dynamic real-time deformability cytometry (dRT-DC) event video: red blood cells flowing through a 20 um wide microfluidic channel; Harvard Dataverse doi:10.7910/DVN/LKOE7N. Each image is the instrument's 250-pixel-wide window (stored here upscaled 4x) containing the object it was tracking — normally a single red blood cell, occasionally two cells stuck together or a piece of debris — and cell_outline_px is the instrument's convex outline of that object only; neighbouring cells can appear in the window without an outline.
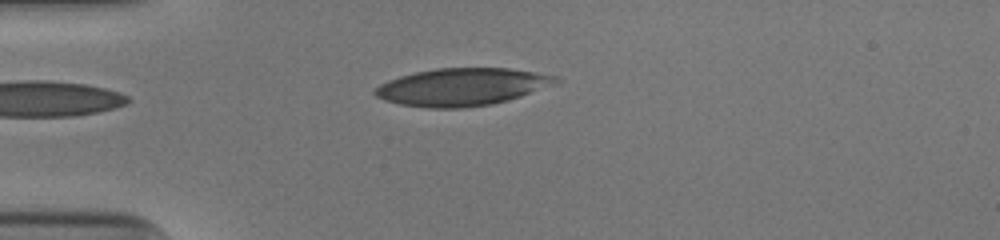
{"species": "human", "species_latin": "Homo sapiens", "temperature_condition": "cold", "stored_images_in_passage": 33, "camera_frame_rate_fps": 3000, "um_per_image_px": 0.085, "donor": {"sex": "male"}, "frame": {"image": 1, "passage_image": 1, "time_ms": 0.0, "image_size_px": [1000, 240], "cell_outline_px": [[560, 80], [520, 96], [508, 100], [492, 104], [464, 108], [428, 108], [400, 104], [384, 100], [376, 96], [372, 92], [380, 84], [388, 80], [400, 76], [416, 72], [436, 68], [508, 68], [556, 76]], "centroid_in_image_um": [39.18, 7.39], "position_along_channel_um": 45.8, "area_um2": 39.02}}
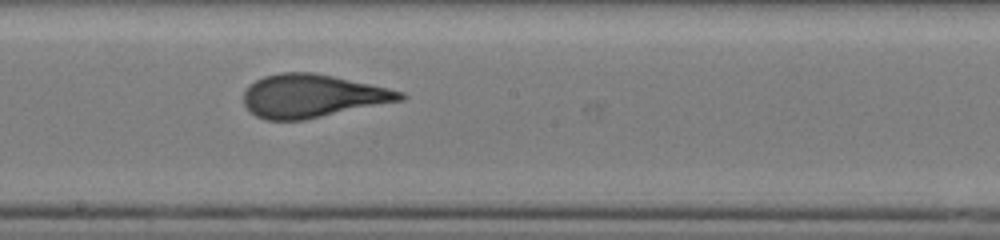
{"frame": {"image": 2, "passage_image": 16, "time_ms": 5.0, "image_size_px": [1000, 240], "cell_outline_px": [[408, 96], [404, 100], [304, 120], [264, 120], [256, 116], [244, 104], [244, 92], [248, 84], [264, 76], [280, 72], [312, 72], [332, 76], [388, 88], [404, 92]], "centroid_in_image_um": [26.54, 8.16], "position_along_channel_um": 221.7, "area_um2": 39.36}}
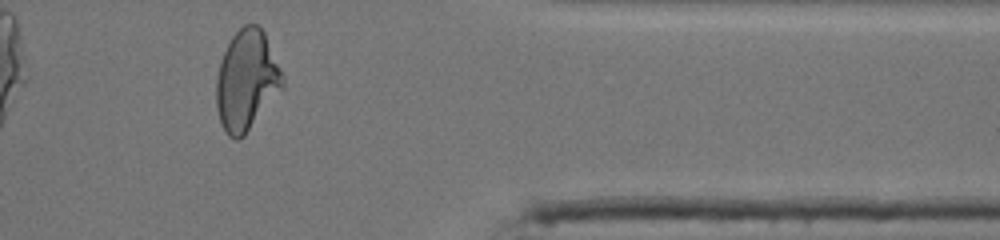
{"frame": {"image": 3, "passage_image": 30, "time_ms": 9.667, "image_size_px": [1000, 240], "cell_outline_px": [[284, 88], [244, 136], [236, 140], [228, 136], [220, 120], [216, 104], [216, 80], [220, 60], [232, 36], [244, 24], [260, 24], [264, 32], [280, 68], [284, 80]], "centroid_in_image_um": [20.97, 6.83], "position_along_channel_um": 390.4, "area_um2": 38.67}, "authors_computed_cell_mechanics": {"area_um2": 39.1884, "velocity_mm_per_s": 3.9889, "shape_relaxation_time_tau1_ms": 5.9904, "shape_relaxation_time_tau2_ms": 0.8202, "deformation_change_tau1": 0.2132, "deformation_change_tau2": 0.0888}}